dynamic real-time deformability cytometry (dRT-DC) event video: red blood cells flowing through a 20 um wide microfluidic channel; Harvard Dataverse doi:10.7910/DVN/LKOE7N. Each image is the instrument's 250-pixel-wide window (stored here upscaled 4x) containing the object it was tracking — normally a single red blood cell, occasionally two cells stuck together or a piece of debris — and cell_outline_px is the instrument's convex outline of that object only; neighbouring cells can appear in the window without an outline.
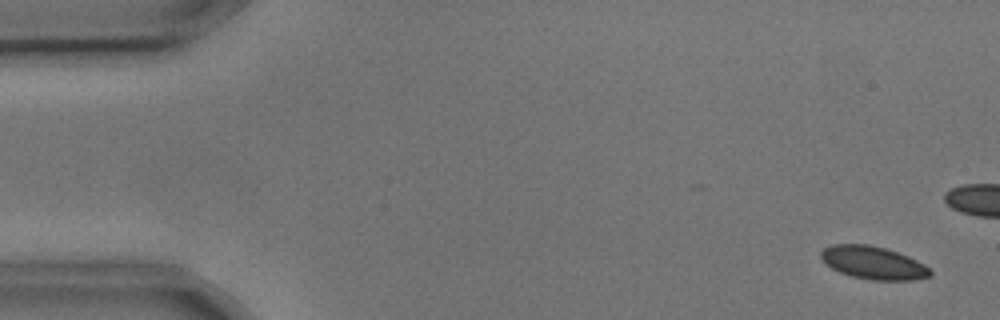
{"species": "common noctule bat (a hibernating species)", "species_latin": "Nyctalus noctula", "temperature_condition": "cold", "stored_images_in_passage": 6, "camera_frame_rate_fps": 3000, "um_per_image_px": 0.085, "animal": {"sex": "male", "body_mass_g": 17.9, "forearm_length_mm": 54.2}, "frame": {"image": 1, "passage_image": 1, "time_ms": 0.0, "image_size_px": [1000, 320], "cell_outline_px": [[932, 276], [916, 280], [872, 280], [852, 276], [840, 272], [832, 268], [820, 256], [820, 252], [824, 248], [832, 244], [868, 244], [884, 248], [908, 256], [924, 264], [932, 272]], "centroid_in_image_um": [74.25, 22.34], "position_along_channel_um": 10.8, "area_um2": 20.81}}